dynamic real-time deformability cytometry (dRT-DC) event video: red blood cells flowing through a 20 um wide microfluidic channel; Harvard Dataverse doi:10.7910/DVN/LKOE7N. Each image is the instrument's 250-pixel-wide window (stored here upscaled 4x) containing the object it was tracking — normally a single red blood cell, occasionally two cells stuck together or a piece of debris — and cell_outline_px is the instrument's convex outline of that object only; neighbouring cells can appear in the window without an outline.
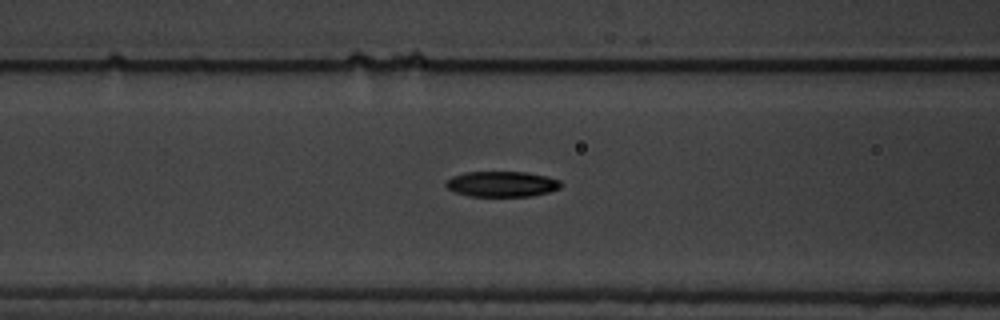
{"species": "common noctule bat (a hibernating species)", "species_latin": "Nyctalus noctula", "temperature_condition": "warm", "stored_images_in_passage": 52, "camera_frame_rate_fps": 3000, "um_per_image_px": 0.085, "animal": {"sex": "male", "body_mass_g": 19.5, "forearm_length_mm": 54.6}, "frame": {"image": 1, "passage_image": 25, "time_ms": 8.0, "image_size_px": [1000, 320], "cell_outline_px": [[564, 184], [560, 188], [548, 192], [532, 196], [468, 196], [456, 192], [448, 188], [444, 184], [452, 176], [464, 172], [524, 172], [548, 176], [560, 180]], "centroid_in_image_um": [42.69, 15.64], "position_along_channel_um": 123.9, "area_um2": 17.17}}
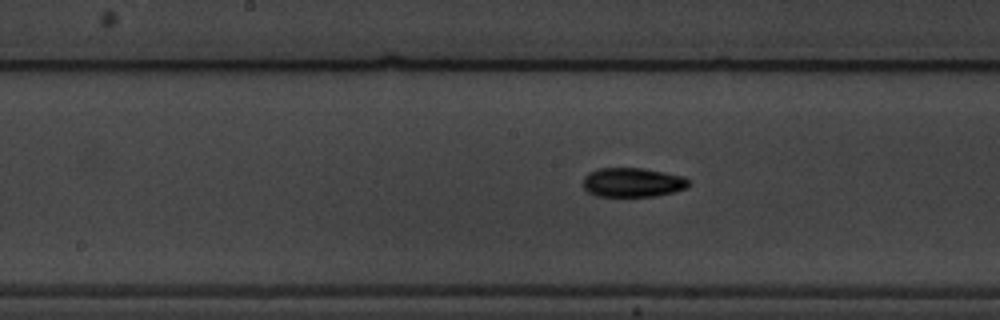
{"frame": {"image": 2, "passage_image": 31, "time_ms": 10.0, "image_size_px": [1000, 320], "cell_outline_px": [[688, 184], [684, 188], [672, 192], [656, 196], [596, 196], [588, 192], [584, 188], [584, 176], [588, 172], [600, 168], [644, 168], [684, 176], [688, 180]], "centroid_in_image_um": [53.74, 15.49], "position_along_channel_um": 194.5, "area_um2": 17.92}}
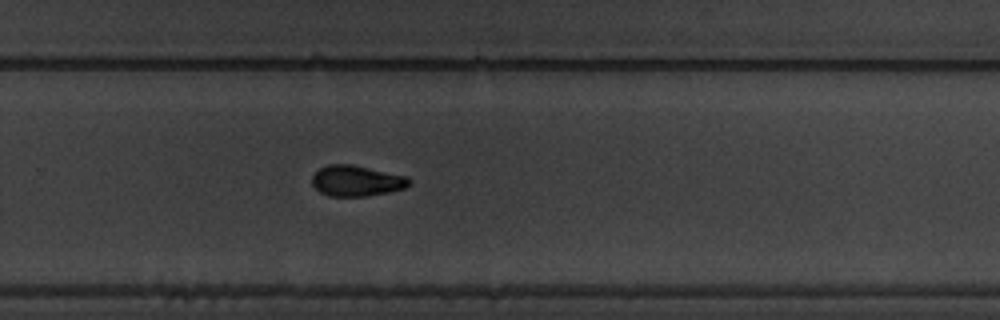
{"frame": {"image": 3, "passage_image": 40, "time_ms": 13.0, "image_size_px": [1000, 320], "cell_outline_px": [[412, 184], [404, 188], [388, 192], [364, 196], [328, 196], [320, 192], [312, 184], [312, 176], [320, 168], [328, 164], [352, 164], [408, 176], [412, 180]], "centroid_in_image_um": [30.33, 15.36], "position_along_channel_um": 299.5, "area_um2": 17.51}}